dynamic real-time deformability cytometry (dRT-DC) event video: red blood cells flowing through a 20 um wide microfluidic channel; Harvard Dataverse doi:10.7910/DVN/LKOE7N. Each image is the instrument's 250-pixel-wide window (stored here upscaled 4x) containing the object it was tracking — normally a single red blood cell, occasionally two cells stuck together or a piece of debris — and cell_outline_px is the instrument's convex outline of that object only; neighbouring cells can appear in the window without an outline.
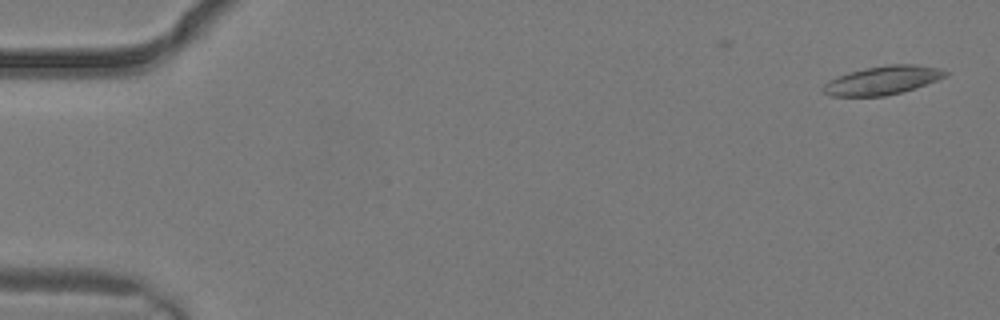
{"species": "common noctule bat (a hibernating species)", "species_latin": "Nyctalus noctula", "temperature_condition": "warm", "stored_images_in_passage": 4, "camera_frame_rate_fps": 3000, "um_per_image_px": 0.085, "animal": {"sex": "male", "body_mass_g": 19.2, "forearm_length_mm": 51.8}, "frame": {"image": 1, "passage_image": 4, "time_ms": 1.0, "image_size_px": [1000, 320], "cell_outline_px": [[948, 76], [916, 88], [884, 96], [832, 96], [824, 92], [820, 88], [828, 80], [836, 76], [848, 72], [888, 64], [916, 64], [940, 68], [948, 72]], "centroid_in_image_um": [75.02, 6.82], "position_along_channel_um": 10.0, "area_um2": 20.46}}